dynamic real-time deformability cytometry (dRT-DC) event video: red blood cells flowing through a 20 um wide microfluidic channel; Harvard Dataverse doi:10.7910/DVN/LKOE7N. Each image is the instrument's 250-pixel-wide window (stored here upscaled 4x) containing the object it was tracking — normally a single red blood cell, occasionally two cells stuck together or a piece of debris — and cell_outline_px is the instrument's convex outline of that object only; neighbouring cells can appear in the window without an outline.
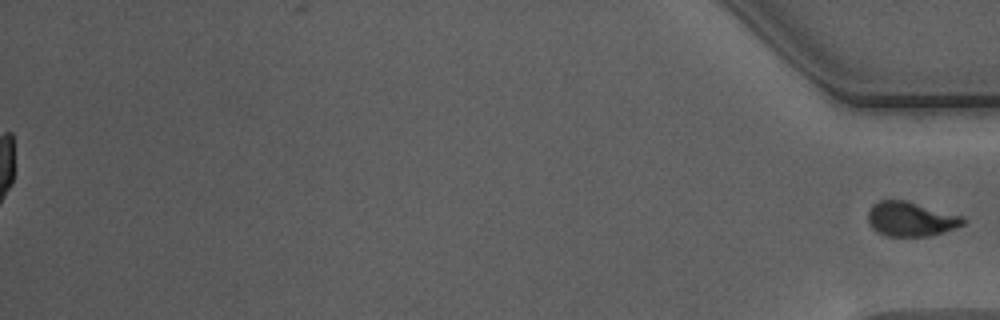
{"species": "Egyptian fruit bat (a non-hibernating species)", "species_latin": "Rousettus aegyptiacus", "temperature_condition": "warm", "stored_images_in_passage": 56, "segment_of_instrument_passage": [2, 2], "camera_frame_rate_fps": 3000, "um_per_image_px": 0.085, "animal": {"sex": "male"}, "frame": {"image": 1, "passage_image": 56, "time_ms": 18.333, "image_size_px": [1000, 320], "cell_outline_px": [[964, 224], [956, 228], [944, 232], [928, 236], [884, 236], [872, 228], [868, 220], [868, 212], [872, 204], [880, 200], [904, 200], [960, 216], [964, 220]], "centroid_in_image_um": [77.37, 18.63], "position_along_channel_um": 357.8, "area_um2": 18.84}}